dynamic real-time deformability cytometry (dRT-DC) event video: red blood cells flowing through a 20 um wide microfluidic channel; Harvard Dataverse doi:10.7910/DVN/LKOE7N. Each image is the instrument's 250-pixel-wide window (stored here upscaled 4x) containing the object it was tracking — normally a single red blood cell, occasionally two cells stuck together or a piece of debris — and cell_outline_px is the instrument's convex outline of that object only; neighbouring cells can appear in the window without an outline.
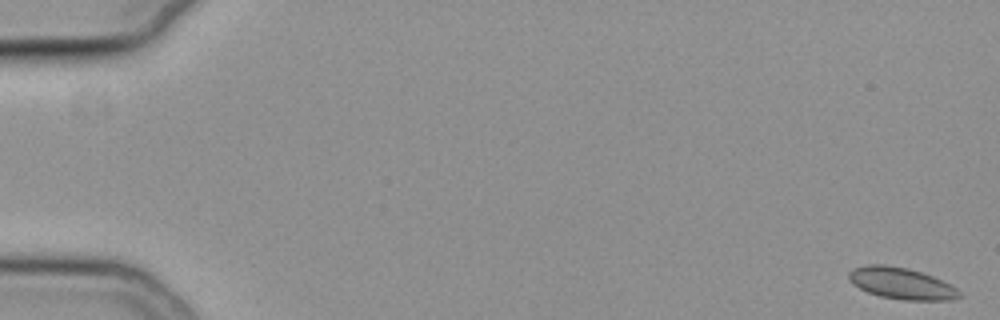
{"species": "common noctule bat (a hibernating species)", "species_latin": "Nyctalus noctula", "temperature_condition": "cold", "stored_images_in_passage": 11, "camera_frame_rate_fps": 3000, "um_per_image_px": 0.085, "animal": {"sex": "female", "body_mass_g": 19.3, "forearm_length_mm": 54.1}, "frame": {"image": 1, "passage_image": 1, "time_ms": 0.0, "image_size_px": [1000, 320], "cell_outline_px": [[960, 296], [952, 300], [904, 300], [880, 296], [868, 292], [852, 284], [848, 280], [848, 272], [852, 268], [868, 264], [884, 264], [908, 268], [932, 276], [956, 288], [960, 292]], "centroid_in_image_um": [76.56, 24.08], "position_along_channel_um": 8.4, "area_um2": 20.23}}